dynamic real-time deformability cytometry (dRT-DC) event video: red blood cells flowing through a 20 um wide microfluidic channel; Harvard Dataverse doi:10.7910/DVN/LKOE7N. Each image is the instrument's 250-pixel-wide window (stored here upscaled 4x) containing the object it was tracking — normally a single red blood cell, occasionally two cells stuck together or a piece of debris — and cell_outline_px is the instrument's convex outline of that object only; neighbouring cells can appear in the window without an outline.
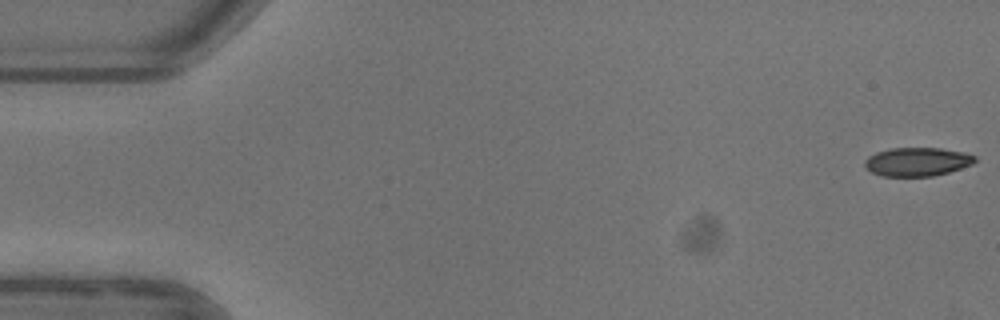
{"species": "common noctule bat (a hibernating species)", "species_latin": "Nyctalus noctula", "temperature_condition": "warm", "stored_images_in_passage": 14, "camera_frame_rate_fps": 3000, "um_per_image_px": 0.085, "animal": {"sex": "female"}, "frame": {"image": 1, "passage_image": 1, "time_ms": 0.0, "image_size_px": [1000, 320], "cell_outline_px": [[976, 160], [972, 164], [948, 172], [932, 176], [880, 176], [864, 168], [864, 160], [868, 156], [876, 152], [892, 148], [940, 148], [964, 152], [976, 156]], "centroid_in_image_um": [77.93, 13.75], "position_along_channel_um": 7.1, "area_um2": 18.44}}
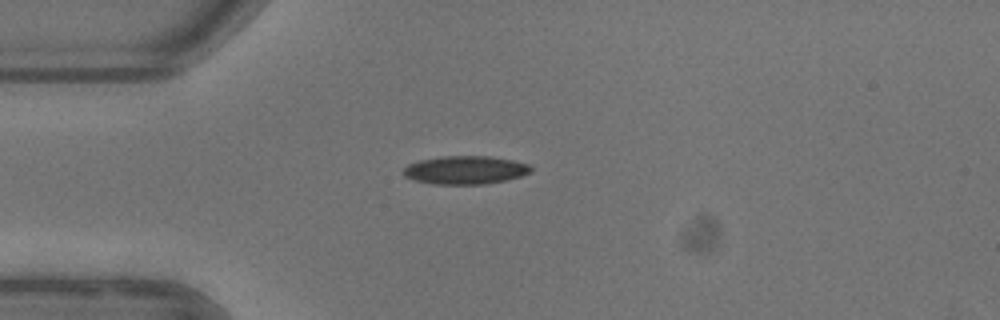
{"frame": {"image": 2, "passage_image": 14, "time_ms": 4.333, "image_size_px": [1000, 320], "cell_outline_px": [[532, 172], [520, 176], [488, 184], [432, 184], [416, 180], [404, 176], [404, 168], [408, 164], [420, 160], [444, 156], [488, 156], [512, 160], [528, 164], [532, 168]], "centroid_in_image_um": [39.56, 14.45], "position_along_channel_um": 45.4, "area_um2": 20.87}}